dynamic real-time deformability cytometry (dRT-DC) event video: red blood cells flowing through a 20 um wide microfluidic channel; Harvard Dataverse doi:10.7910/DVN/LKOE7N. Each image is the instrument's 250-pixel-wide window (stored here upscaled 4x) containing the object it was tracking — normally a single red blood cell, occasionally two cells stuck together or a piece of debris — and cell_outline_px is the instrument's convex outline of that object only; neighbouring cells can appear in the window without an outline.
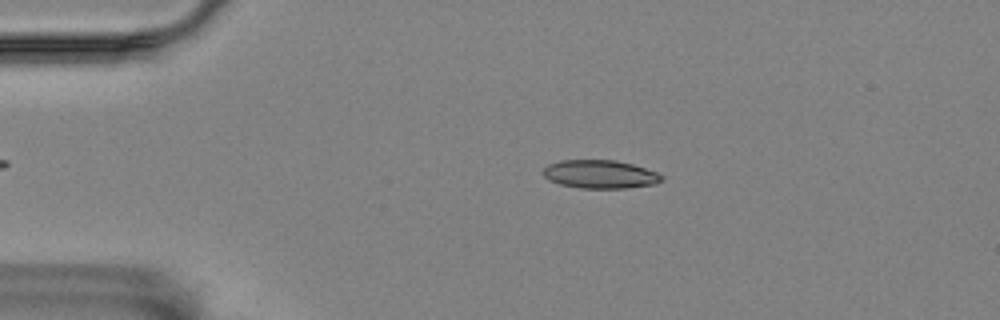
{"species": "Egyptian fruit bat (a non-hibernating species)", "species_latin": "Rousettus aegyptiacus", "temperature_condition": "room temperature", "stored_images_in_passage": 5, "camera_frame_rate_fps": 3000, "um_per_image_px": 0.085, "animal": {"sex": "female"}, "frame": {"image": 1, "passage_image": 3, "time_ms": 2.333, "image_size_px": [1000, 320], "cell_outline_px": [[664, 180], [656, 184], [628, 188], [580, 188], [560, 184], [548, 180], [540, 172], [548, 164], [560, 160], [616, 160], [632, 164], [656, 172], [664, 176]], "centroid_in_image_um": [51.0, 14.81], "position_along_channel_um": 34.0, "area_um2": 19.77}}